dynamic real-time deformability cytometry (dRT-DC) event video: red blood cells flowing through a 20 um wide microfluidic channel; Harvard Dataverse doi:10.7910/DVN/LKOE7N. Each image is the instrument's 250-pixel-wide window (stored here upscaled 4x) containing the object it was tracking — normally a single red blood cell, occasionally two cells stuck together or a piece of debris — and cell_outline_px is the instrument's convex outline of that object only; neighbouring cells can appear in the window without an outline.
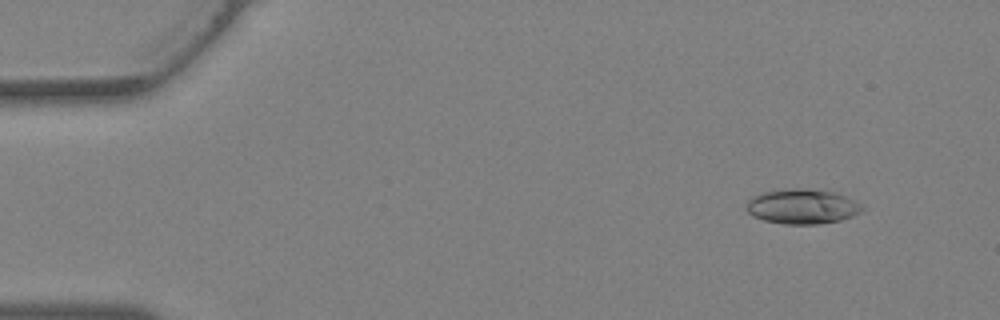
{"species": "Egyptian fruit bat (a non-hibernating species)", "species_latin": "Rousettus aegyptiacus", "temperature_condition": "warm", "stored_images_in_passage": 37, "camera_frame_rate_fps": 3000, "um_per_image_px": 0.085, "animal": {"sex": "female"}, "frame": {"image": 1, "passage_image": 2, "time_ms": 0.333, "image_size_px": [1000, 320], "cell_outline_px": [[864, 208], [860, 212], [852, 216], [840, 220], [820, 224], [784, 224], [764, 220], [752, 216], [748, 212], [748, 200], [752, 196], [760, 192], [784, 188], [800, 188], [832, 192], [844, 196], [860, 204]], "centroid_in_image_um": [68.15, 17.55], "position_along_channel_um": 16.9, "area_um2": 23.41}}
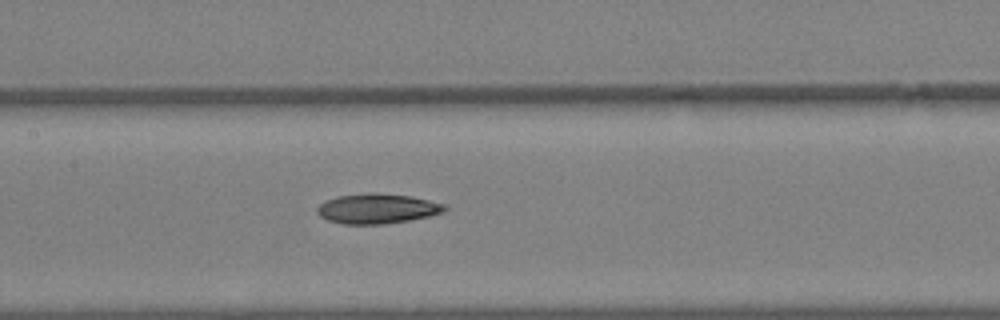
{"frame": {"image": 2, "passage_image": 17, "time_ms": 5.333, "image_size_px": [1000, 320], "cell_outline_px": [[448, 208], [444, 212], [428, 216], [408, 220], [384, 224], [344, 224], [328, 220], [320, 216], [316, 212], [316, 208], [320, 204], [336, 196], [408, 196], [428, 200], [444, 204]], "centroid_in_image_um": [32.06, 17.79], "position_along_channel_um": 175.3, "area_um2": 21.04}}
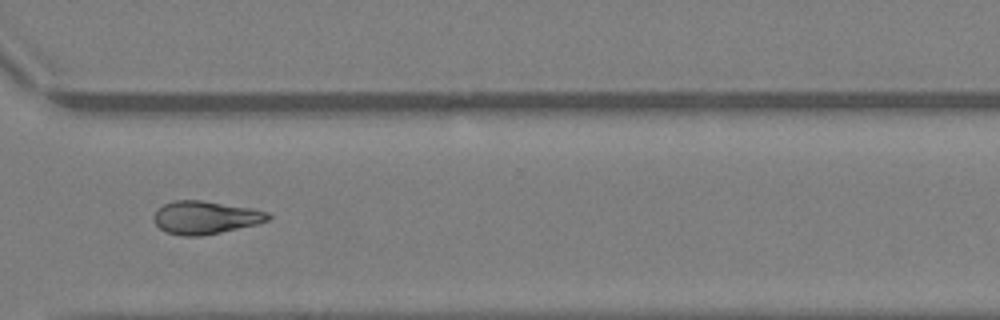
{"frame": {"image": 3, "passage_image": 27, "time_ms": 8.667, "image_size_px": [1000, 320], "cell_outline_px": [[272, 220], [256, 224], [220, 232], [200, 236], [184, 236], [164, 232], [152, 220], [152, 216], [156, 208], [164, 204], [176, 200], [200, 200], [252, 208], [268, 212], [272, 216]], "centroid_in_image_um": [17.43, 18.48], "position_along_channel_um": 353.2, "area_um2": 22.14}}